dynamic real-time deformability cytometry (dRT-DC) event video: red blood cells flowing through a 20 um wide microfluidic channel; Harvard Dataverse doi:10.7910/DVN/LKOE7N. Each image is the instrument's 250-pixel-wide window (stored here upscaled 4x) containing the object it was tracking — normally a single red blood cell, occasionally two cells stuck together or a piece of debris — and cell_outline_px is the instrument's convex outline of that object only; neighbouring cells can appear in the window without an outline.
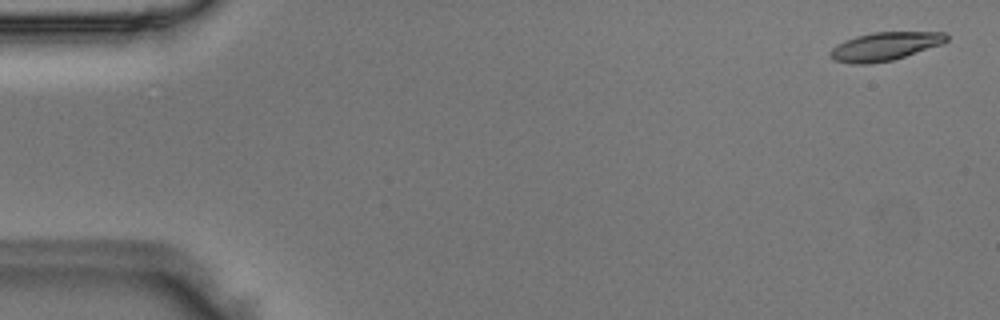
{"species": "Egyptian fruit bat (a non-hibernating species)", "species_latin": "Rousettus aegyptiacus", "temperature_condition": "room temperature", "stored_images_in_passage": 50, "camera_frame_rate_fps": 3000, "um_per_image_px": 0.085, "animal": {"sex": "male"}, "frame": {"image": 1, "passage_image": 2, "time_ms": 0.333, "image_size_px": [1000, 320], "cell_outline_px": [[948, 40], [944, 44], [892, 60], [868, 64], [852, 64], [832, 60], [828, 56], [828, 52], [836, 44], [844, 40], [856, 36], [872, 32], [944, 32], [948, 36]], "centroid_in_image_um": [75.18, 3.94], "position_along_channel_um": 9.8, "area_um2": 19.48}}
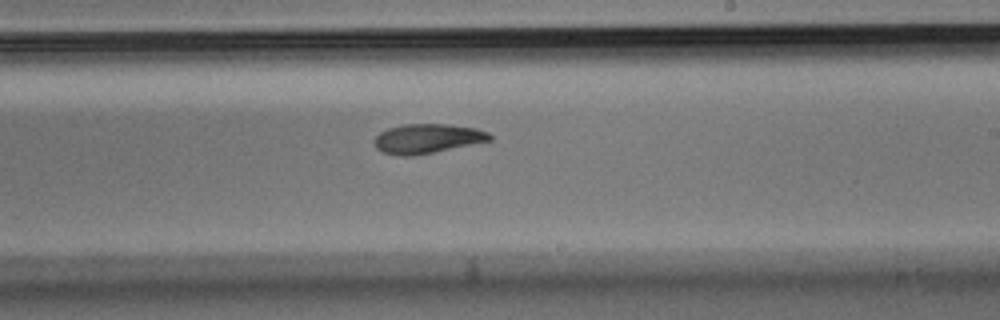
{"frame": {"image": 2, "passage_image": 30, "time_ms": 9.667, "image_size_px": [1000, 320], "cell_outline_px": [[492, 140], [412, 156], [400, 156], [384, 152], [376, 148], [372, 140], [380, 132], [388, 128], [404, 124], [448, 124], [476, 128], [488, 132], [492, 136]], "centroid_in_image_um": [36.3, 11.77], "position_along_channel_um": 252.7, "area_um2": 19.71}}
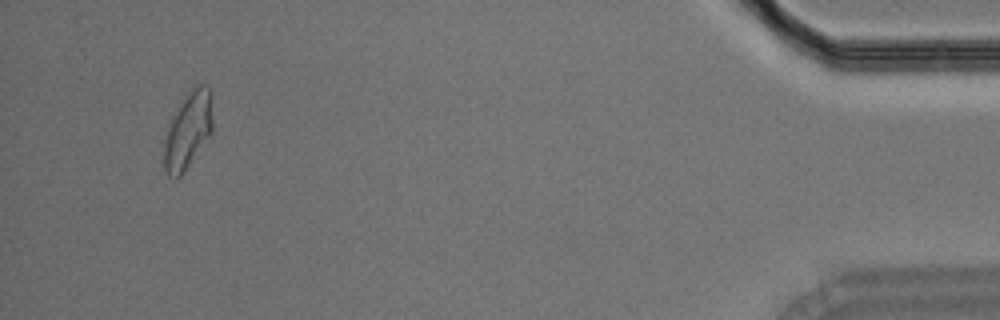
{"frame": {"image": 3, "passage_image": 48, "time_ms": 15.667, "image_size_px": [1000, 320], "cell_outline_px": [[212, 132], [184, 172], [176, 180], [168, 176], [164, 168], [164, 144], [168, 124], [180, 100], [192, 88], [200, 84], [204, 84], [212, 92]], "centroid_in_image_um": [15.97, 11.07], "position_along_channel_um": 419.2, "area_um2": 21.96}}